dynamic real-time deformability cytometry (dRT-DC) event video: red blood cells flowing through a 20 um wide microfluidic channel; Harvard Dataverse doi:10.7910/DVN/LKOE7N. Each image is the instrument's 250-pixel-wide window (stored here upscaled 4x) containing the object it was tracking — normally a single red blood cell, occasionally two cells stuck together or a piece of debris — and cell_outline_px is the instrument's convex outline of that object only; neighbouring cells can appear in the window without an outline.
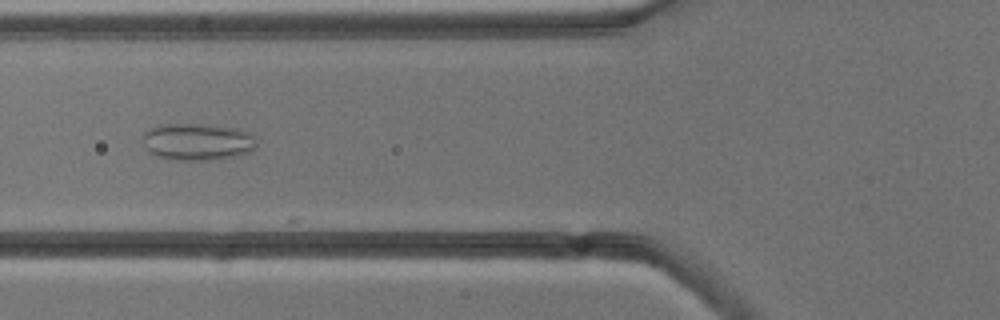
{"species": "common noctule bat (a hibernating species)", "species_latin": "Nyctalus noctula", "temperature_condition": "cold", "stored_images_in_passage": 8, "camera_frame_rate_fps": 3000, "um_per_image_px": 0.085, "animal": {"sex": "male", "body_mass_g": 13.3}, "frame": {"image": 1, "passage_image": 5, "time_ms": 4.667, "image_size_px": [1000, 320], "cell_outline_px": [[256, 148], [248, 152], [232, 156], [208, 160], [172, 160], [156, 156], [148, 152], [144, 148], [144, 132], [148, 128], [164, 124], [196, 124], [236, 128], [248, 132], [252, 136], [256, 144]], "centroid_in_image_um": [16.72, 12.06], "position_along_channel_um": 109.1, "area_um2": 24.39}}